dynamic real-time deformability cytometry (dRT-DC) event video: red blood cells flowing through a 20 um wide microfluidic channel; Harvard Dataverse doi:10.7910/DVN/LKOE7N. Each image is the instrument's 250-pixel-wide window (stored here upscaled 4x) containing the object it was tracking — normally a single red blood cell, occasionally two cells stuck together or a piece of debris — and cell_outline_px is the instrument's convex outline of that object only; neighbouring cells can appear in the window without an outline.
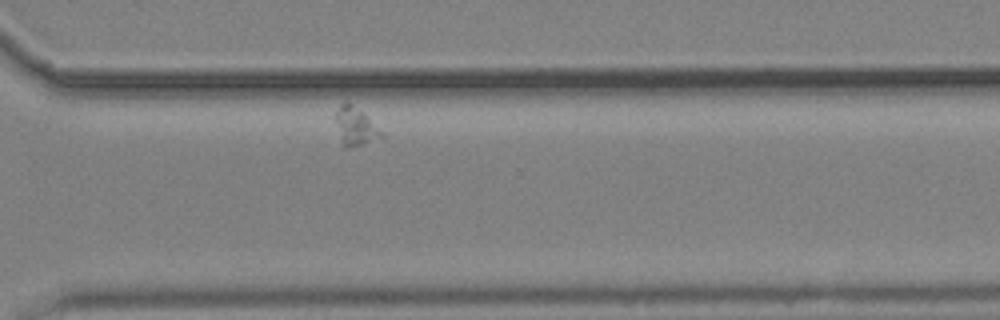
{"species": "common noctule bat (a hibernating species)", "species_latin": "Nyctalus noctula", "temperature_condition": "cold", "stored_images_in_passage": 35, "camera_frame_rate_fps": 3000, "um_per_image_px": 0.085, "animal": {"sex": "male", "body_mass_g": 19.2, "forearm_length_mm": 51.8}, "frame": {"image": 1, "passage_image": 30, "time_ms": 9.667, "image_size_px": [1000, 320], "cell_outline_px": [[384, 136], [364, 144], [348, 148], [344, 144], [332, 116], [340, 104], [344, 100], [348, 100], [384, 132]], "centroid_in_image_um": [30.18, 10.69], "position_along_channel_um": 340.4, "area_um2": 10.23}}